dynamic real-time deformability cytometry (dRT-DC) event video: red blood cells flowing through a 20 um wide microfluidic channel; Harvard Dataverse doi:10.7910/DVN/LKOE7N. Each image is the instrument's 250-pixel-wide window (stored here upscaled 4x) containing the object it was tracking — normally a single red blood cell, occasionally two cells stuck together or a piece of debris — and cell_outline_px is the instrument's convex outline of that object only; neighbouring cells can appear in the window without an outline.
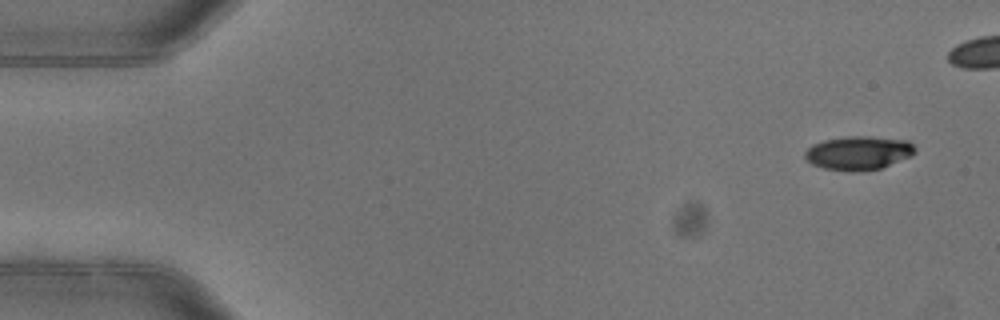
{"species": "common noctule bat (a hibernating species)", "species_latin": "Nyctalus noctula", "temperature_condition": "warm", "stored_images_in_passage": 6, "camera_frame_rate_fps": 3000, "um_per_image_px": 0.085, "animal": {"sex": "female"}, "frame": {"image": 1, "passage_image": 1, "time_ms": 0.0, "image_size_px": [1000, 320], "cell_outline_px": [[916, 152], [912, 156], [880, 168], [824, 168], [812, 164], [804, 156], [804, 152], [812, 144], [824, 140], [848, 136], [872, 136], [908, 140], [916, 148]], "centroid_in_image_um": [73.01, 12.93], "position_along_channel_um": 12.0, "area_um2": 20.92}}
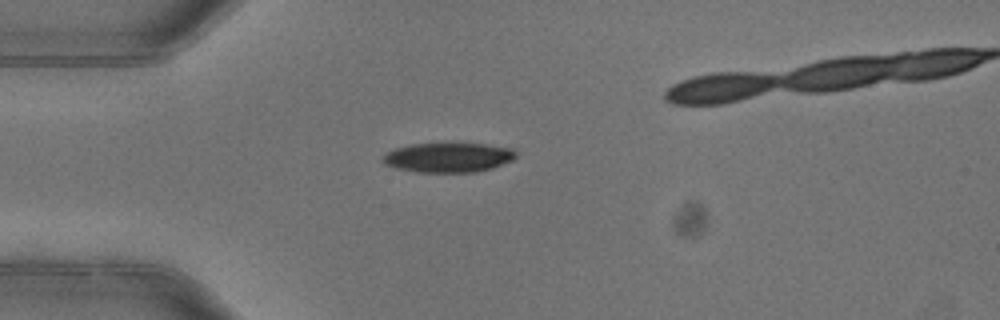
{"frame": {"image": 2, "passage_image": 4, "time_ms": 1.0, "image_size_px": [1000, 320], "cell_outline_px": [[516, 156], [512, 160], [492, 168], [476, 172], [416, 172], [396, 168], [384, 164], [380, 160], [388, 152], [396, 148], [412, 144], [452, 140], [484, 144], [512, 148], [516, 152]], "centroid_in_image_um": [38.1, 13.34], "position_along_channel_um": 46.9, "area_um2": 23.81}}